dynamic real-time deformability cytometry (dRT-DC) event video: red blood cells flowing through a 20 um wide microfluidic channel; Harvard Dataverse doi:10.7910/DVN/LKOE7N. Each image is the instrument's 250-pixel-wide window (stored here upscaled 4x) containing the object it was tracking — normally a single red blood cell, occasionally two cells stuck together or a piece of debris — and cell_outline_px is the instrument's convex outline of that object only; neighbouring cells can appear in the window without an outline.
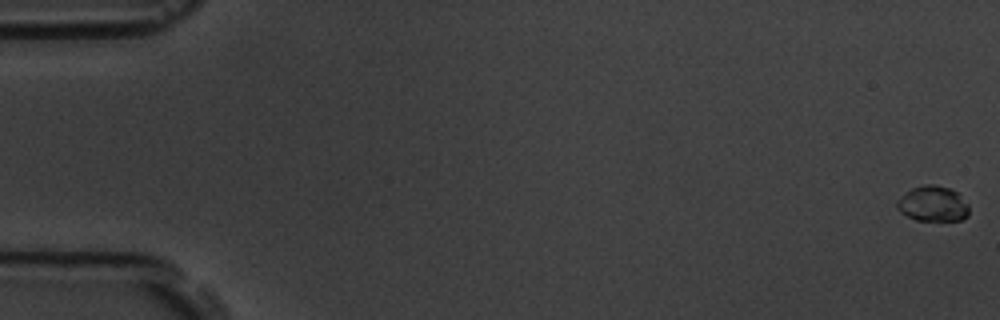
{"species": "common noctule bat (a hibernating species)", "species_latin": "Nyctalus noctula", "temperature_condition": "room temperature", "stored_images_in_passage": 57, "camera_frame_rate_fps": 3000, "um_per_image_px": 0.085, "animal": {"sex": "male", "body_mass_g": 19.5, "forearm_length_mm": 54.6}, "frame": {"image": 1, "passage_image": 1, "time_ms": 0.0, "image_size_px": [1000, 320], "cell_outline_px": [[968, 216], [960, 220], [916, 220], [900, 212], [896, 208], [896, 200], [912, 188], [924, 184], [936, 184], [948, 188], [956, 192], [968, 204]], "centroid_in_image_um": [79.27, 17.32], "position_along_channel_um": 5.7, "area_um2": 14.8}}
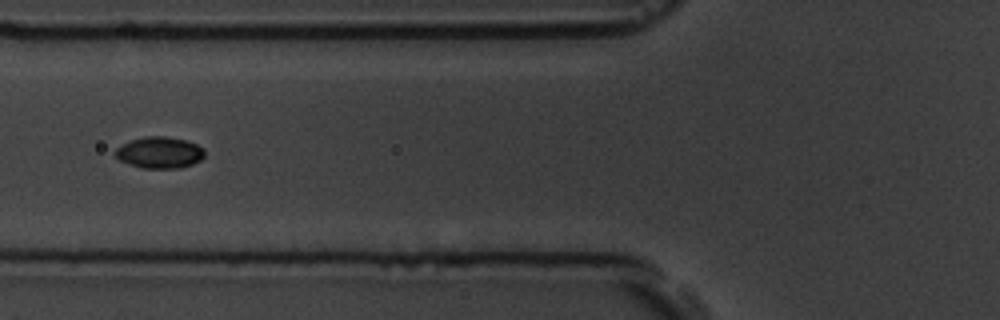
{"frame": {"image": 2, "passage_image": 23, "time_ms": 7.333, "image_size_px": [1000, 320], "cell_outline_px": [[204, 156], [200, 160], [192, 164], [180, 168], [144, 168], [128, 164], [120, 160], [112, 152], [116, 148], [132, 140], [144, 136], [164, 136], [184, 140], [196, 144], [204, 148]], "centroid_in_image_um": [13.55, 12.97], "position_along_channel_um": 112.2, "area_um2": 16.3}}
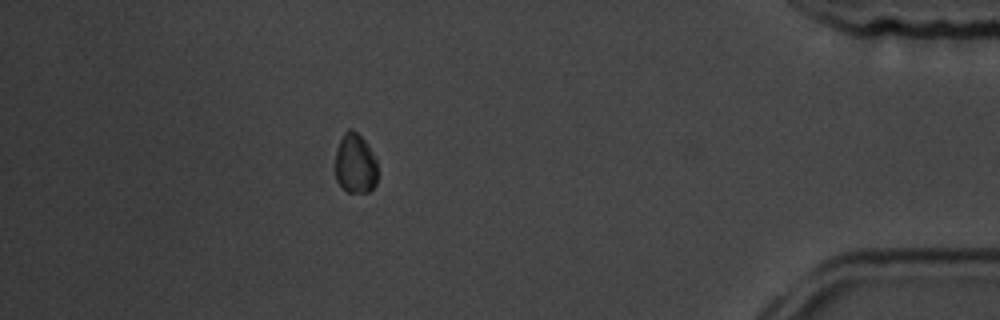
{"frame": {"image": 3, "passage_image": 51, "time_ms": 16.667, "image_size_px": [1000, 320], "cell_outline_px": [[376, 184], [368, 192], [348, 192], [336, 180], [336, 148], [344, 132], [348, 128], [352, 128], [368, 144], [376, 160]], "centroid_in_image_um": [30.19, 13.89], "position_along_channel_um": 405.0, "area_um2": 14.68}, "authors_computed_cell_mechanics": {"area_um2": 15.2592, "velocity_mm_per_s": 3.6437, "shape_relaxation_time_tau1_ms": 2.8623, "shape_relaxation_time_tau2_ms": null, "deformation_change_tau1": 0.0972, "deformation_change_tau2": null}}